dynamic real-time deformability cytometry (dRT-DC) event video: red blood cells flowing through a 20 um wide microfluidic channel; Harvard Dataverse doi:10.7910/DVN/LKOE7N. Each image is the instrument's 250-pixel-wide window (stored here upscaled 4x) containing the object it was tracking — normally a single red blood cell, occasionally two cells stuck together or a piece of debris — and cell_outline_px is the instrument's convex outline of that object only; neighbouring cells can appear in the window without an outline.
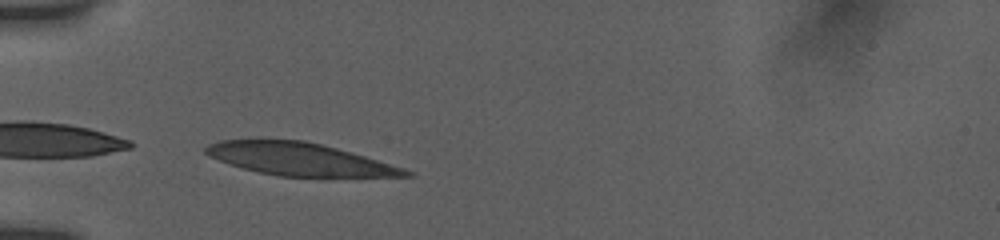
{"species": "human", "species_latin": "Homo sapiens", "temperature_condition": "room temperature", "stored_images_in_passage": 10, "camera_frame_rate_fps": 3000, "um_per_image_px": 0.085, "donor": {"sex": "female"}, "frame": {"image": 1, "passage_image": 1, "time_ms": 0.0, "image_size_px": [1000, 240], "cell_outline_px": [[416, 176], [280, 176], [260, 172], [244, 168], [208, 156], [204, 152], [204, 148], [208, 144], [220, 140], [304, 140], [352, 152], [404, 168], [416, 172]], "centroid_in_image_um": [25.48, 13.52], "position_along_channel_um": 59.5, "area_um2": 37.34}}
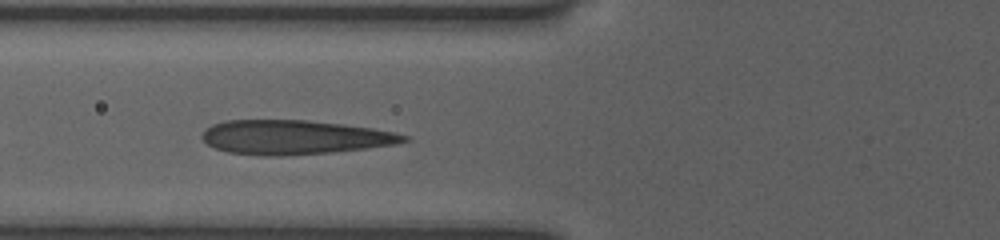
{"frame": {"image": 2, "passage_image": 6, "time_ms": 1.333, "image_size_px": [1000, 240], "cell_outline_px": [[412, 140], [396, 144], [368, 148], [332, 152], [280, 156], [268, 156], [228, 152], [216, 148], [208, 144], [200, 136], [212, 124], [224, 120], [308, 120], [344, 124], [372, 128], [396, 132], [408, 136]], "centroid_in_image_um": [25.07, 11.66], "position_along_channel_um": 100.7, "area_um2": 40.34}}
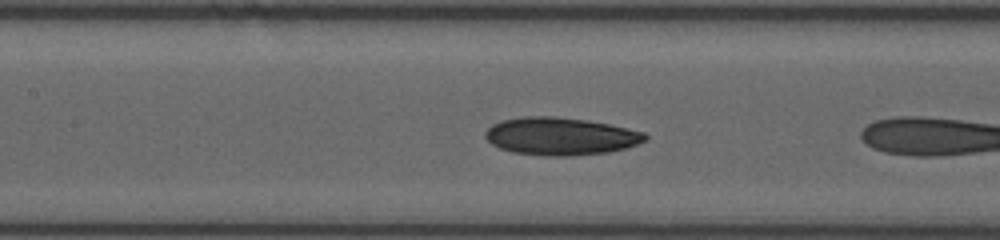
{"frame": {"image": 3, "passage_image": 8, "time_ms": 2.0, "image_size_px": [1000, 240], "cell_outline_px": [[648, 140], [628, 148], [608, 152], [568, 156], [548, 156], [512, 152], [500, 148], [492, 144], [484, 136], [484, 132], [492, 124], [500, 120], [524, 116], [556, 116], [588, 120], [608, 124], [644, 132], [648, 136]], "centroid_in_image_um": [47.65, 11.58], "position_along_channel_um": 159.8, "area_um2": 35.32}}